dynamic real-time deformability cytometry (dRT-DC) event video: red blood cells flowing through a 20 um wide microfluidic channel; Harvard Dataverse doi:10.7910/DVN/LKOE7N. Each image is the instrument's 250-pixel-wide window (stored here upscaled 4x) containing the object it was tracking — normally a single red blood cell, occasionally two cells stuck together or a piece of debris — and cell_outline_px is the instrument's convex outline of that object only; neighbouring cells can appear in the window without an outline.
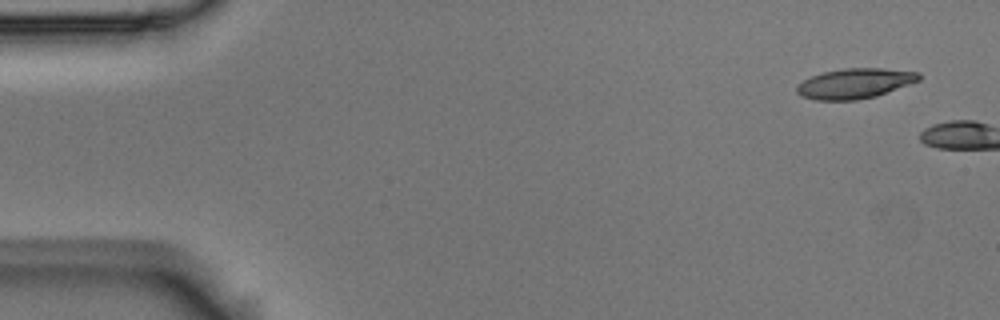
{"species": "Egyptian fruit bat (a non-hibernating species)", "species_latin": "Rousettus aegyptiacus", "temperature_condition": "room temperature", "stored_images_in_passage": 2, "camera_frame_rate_fps": 3000, "um_per_image_px": 0.085, "animal": {"sex": "male"}, "frame": {"image": 1, "passage_image": 1, "time_ms": 0.0, "image_size_px": [1000, 320], "cell_outline_px": [[920, 80], [876, 96], [856, 100], [816, 100], [800, 96], [796, 92], [796, 84], [812, 76], [824, 72], [844, 68], [884, 68], [920, 72]], "centroid_in_image_um": [72.64, 7.09], "position_along_channel_um": 12.4, "area_um2": 21.44}}